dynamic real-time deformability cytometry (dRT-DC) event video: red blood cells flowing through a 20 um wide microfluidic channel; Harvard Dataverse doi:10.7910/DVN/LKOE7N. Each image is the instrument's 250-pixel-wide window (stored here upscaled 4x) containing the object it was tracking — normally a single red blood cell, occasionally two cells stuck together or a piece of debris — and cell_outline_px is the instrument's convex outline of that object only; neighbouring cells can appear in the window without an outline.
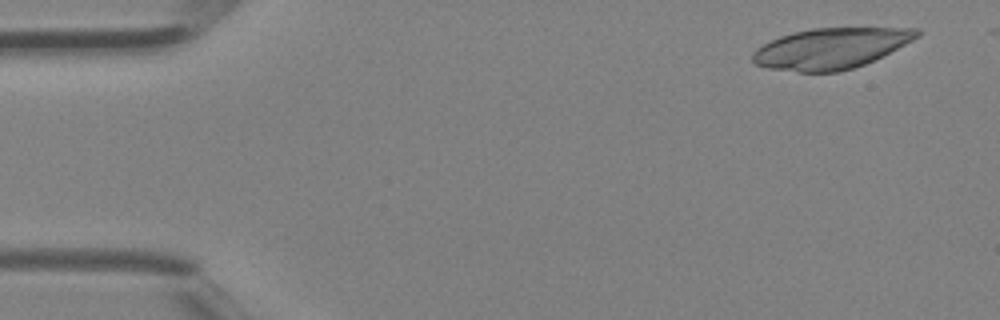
{"species": "Egyptian fruit bat (a non-hibernating species)", "species_latin": "Rousettus aegyptiacus", "temperature_condition": "room temperature", "stored_images_in_passage": 16, "camera_frame_rate_fps": 3000, "um_per_image_px": 0.085, "animal": {"sex": "female"}, "frame": {"image": 1, "passage_image": 2, "time_ms": 0.333, "image_size_px": [1000, 320], "cell_outline_px": [[924, 32], [920, 36], [864, 64], [840, 72], [800, 72], [768, 68], [756, 64], [752, 60], [752, 52], [756, 48], [780, 36], [792, 32], [812, 28], [920, 28]], "centroid_in_image_um": [70.6, 4.1], "position_along_channel_um": 14.4, "area_um2": 38.78}}